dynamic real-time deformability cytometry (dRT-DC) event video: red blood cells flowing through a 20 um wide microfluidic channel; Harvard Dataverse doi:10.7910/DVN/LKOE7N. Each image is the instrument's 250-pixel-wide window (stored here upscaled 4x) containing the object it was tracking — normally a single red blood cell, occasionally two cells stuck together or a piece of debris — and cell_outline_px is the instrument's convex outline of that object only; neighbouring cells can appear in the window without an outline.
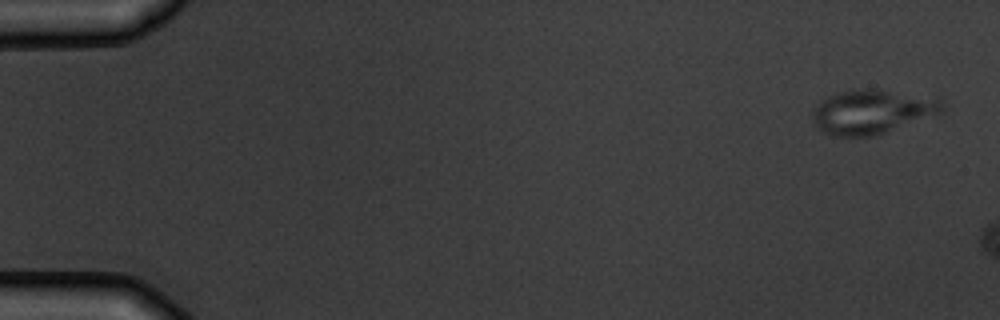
{"species": "common noctule bat (a hibernating species)", "species_latin": "Nyctalus noctula", "temperature_condition": "warm", "stored_images_in_passage": 3, "camera_frame_rate_fps": 3000, "um_per_image_px": 0.085, "animal": {"sex": "male", "body_mass_g": 19.5, "forearm_length_mm": 54.6}, "frame": {"image": 1, "passage_image": 1, "time_ms": 0.0, "image_size_px": [1000, 320], "cell_outline_px": [[944, 112], [876, 136], [832, 136], [816, 128], [812, 116], [812, 108], [820, 100], [828, 96], [852, 88], [864, 88], [940, 96], [944, 100]], "centroid_in_image_um": [74.17, 9.47], "position_along_channel_um": 10.8, "area_um2": 34.33}}